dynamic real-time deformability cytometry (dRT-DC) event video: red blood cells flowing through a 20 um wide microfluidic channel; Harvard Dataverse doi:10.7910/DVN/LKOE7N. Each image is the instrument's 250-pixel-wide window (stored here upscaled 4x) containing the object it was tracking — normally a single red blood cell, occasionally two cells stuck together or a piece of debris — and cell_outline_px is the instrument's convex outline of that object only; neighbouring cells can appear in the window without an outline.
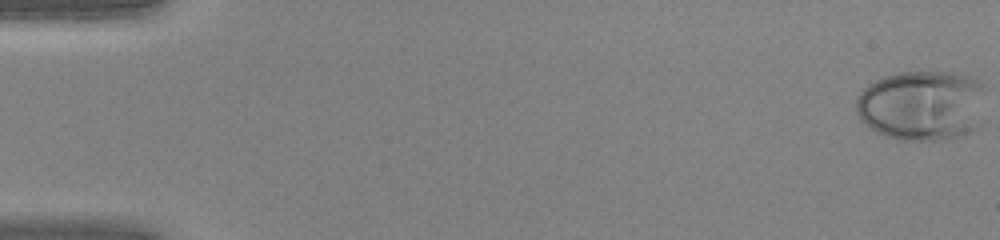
{"species": "human", "species_latin": "Homo sapiens", "temperature_condition": "warm", "stored_images_in_passage": 45, "camera_frame_rate_fps": 3000, "um_per_image_px": 0.085, "donor": {"sex": "female"}, "frame": {"image": 1, "passage_image": 1, "time_ms": 0.0, "image_size_px": [1000, 240], "cell_outline_px": [[984, 84], [980, 124], [972, 132], [960, 136], [940, 140], [900, 140], [884, 136], [868, 128], [860, 120], [856, 112], [856, 96], [868, 84], [884, 76], [900, 72], [952, 72], [972, 76]], "centroid_in_image_um": [78.35, 8.96], "position_along_channel_um": 6.7, "area_um2": 53.87}}
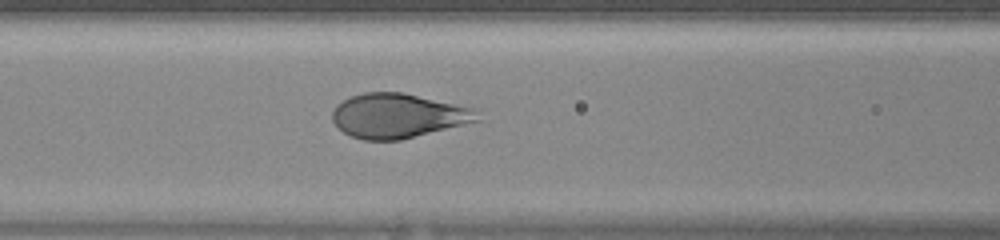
{"frame": {"image": 2, "passage_image": 20, "time_ms": 6.333, "image_size_px": [1000, 240], "cell_outline_px": [[484, 120], [400, 140], [364, 140], [352, 136], [344, 132], [332, 120], [332, 112], [336, 104], [352, 96], [364, 92], [404, 92], [476, 108]], "centroid_in_image_um": [33.9, 9.83], "position_along_channel_um": 132.7, "area_um2": 37.92}}
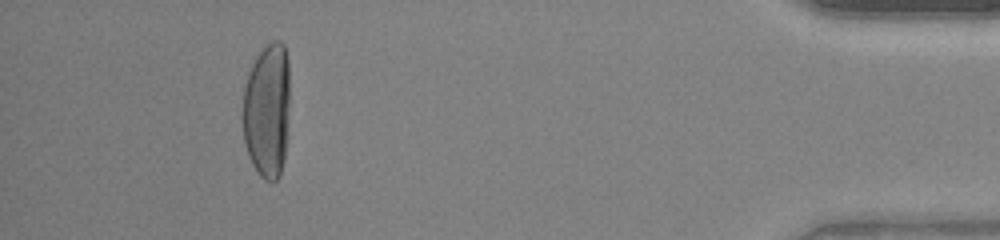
{"frame": {"image": 3, "passage_image": 42, "time_ms": 13.667, "image_size_px": [1000, 240], "cell_outline_px": [[288, 116], [284, 160], [280, 176], [276, 180], [264, 180], [256, 172], [248, 156], [244, 144], [244, 84], [248, 72], [256, 56], [272, 40], [280, 40], [284, 44], [288, 60]], "centroid_in_image_um": [22.7, 9.39], "position_along_channel_um": 412.5, "area_um2": 37.05}}